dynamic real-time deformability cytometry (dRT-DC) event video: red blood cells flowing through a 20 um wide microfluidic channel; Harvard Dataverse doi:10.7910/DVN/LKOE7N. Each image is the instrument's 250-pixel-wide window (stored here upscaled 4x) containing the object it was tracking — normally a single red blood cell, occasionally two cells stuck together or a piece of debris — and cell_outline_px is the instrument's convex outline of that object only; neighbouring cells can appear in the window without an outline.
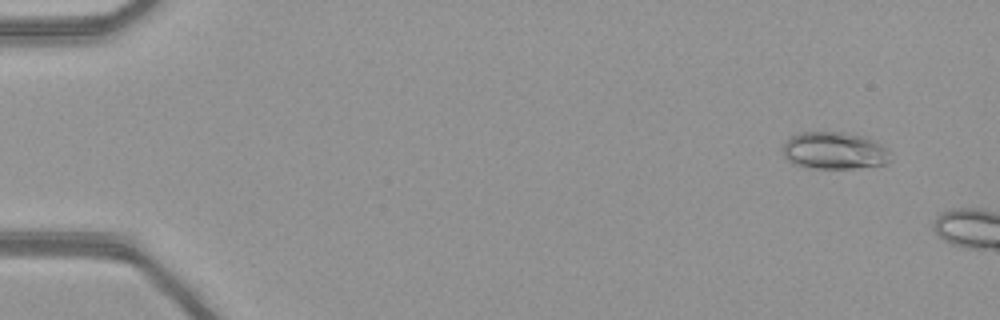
{"species": "common noctule bat (a hibernating species)", "species_latin": "Nyctalus noctula", "temperature_condition": "warm", "stored_images_in_passage": 7, "camera_frame_rate_fps": 3000, "um_per_image_px": 0.085, "animal": {"sex": "female", "body_mass_g": 21.9}, "frame": {"image": 1, "passage_image": 4, "time_ms": 1.0, "image_size_px": [1000, 320], "cell_outline_px": [[892, 160], [888, 164], [852, 168], [812, 168], [792, 164], [784, 156], [780, 148], [792, 136], [800, 132], [844, 132], [868, 136], [876, 140], [888, 152]], "centroid_in_image_um": [70.92, 12.8], "position_along_channel_um": 14.1, "area_um2": 23.64}}